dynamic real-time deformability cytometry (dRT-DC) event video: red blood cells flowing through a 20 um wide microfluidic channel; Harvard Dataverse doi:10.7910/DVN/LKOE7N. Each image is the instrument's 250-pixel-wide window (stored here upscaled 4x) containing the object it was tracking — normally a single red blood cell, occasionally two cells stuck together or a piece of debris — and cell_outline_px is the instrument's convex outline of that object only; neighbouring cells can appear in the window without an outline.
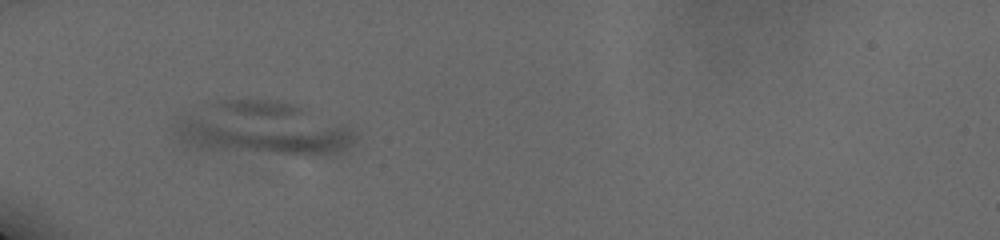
{"species": "human", "species_latin": "Homo sapiens", "temperature_condition": "cold", "stored_images_in_passage": 26, "segment_of_instrument_passage": [1, 2], "camera_frame_rate_fps": 3000, "um_per_image_px": 0.085, "donor": {"sex": "male"}, "frame": {"image": 1, "passage_image": 1, "time_ms": 0.0, "image_size_px": [1000, 240], "cell_outline_px": [[356, 140], [348, 148], [336, 156], [312, 156], [188, 148], [172, 132], [172, 128], [176, 116], [208, 104], [220, 100], [280, 100], [300, 108], [348, 128], [356, 136]], "centroid_in_image_um": [22.21, 10.98], "position_along_channel_um": 62.8, "area_um2": 56.18}}
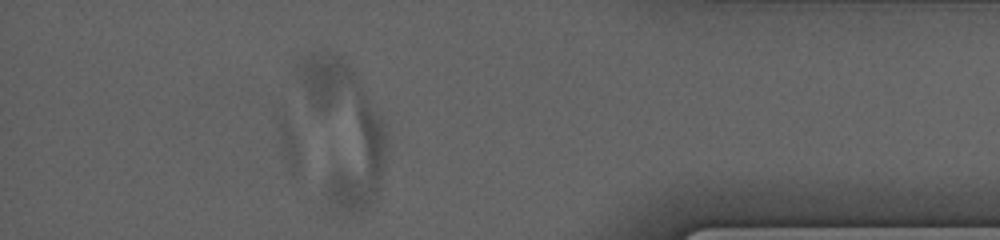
{"frame": {"image": 2, "passage_image": 24, "time_ms": 10.667, "image_size_px": [1000, 240], "cell_outline_px": [[384, 164], [380, 188], [372, 200], [360, 212], [332, 212], [324, 196], [296, 64], [312, 52], [320, 52], [340, 56], [352, 72], [380, 116], [384, 124]], "centroid_in_image_um": [29.1, 11.24], "position_along_channel_um": 406.1, "area_um2": 69.59}}